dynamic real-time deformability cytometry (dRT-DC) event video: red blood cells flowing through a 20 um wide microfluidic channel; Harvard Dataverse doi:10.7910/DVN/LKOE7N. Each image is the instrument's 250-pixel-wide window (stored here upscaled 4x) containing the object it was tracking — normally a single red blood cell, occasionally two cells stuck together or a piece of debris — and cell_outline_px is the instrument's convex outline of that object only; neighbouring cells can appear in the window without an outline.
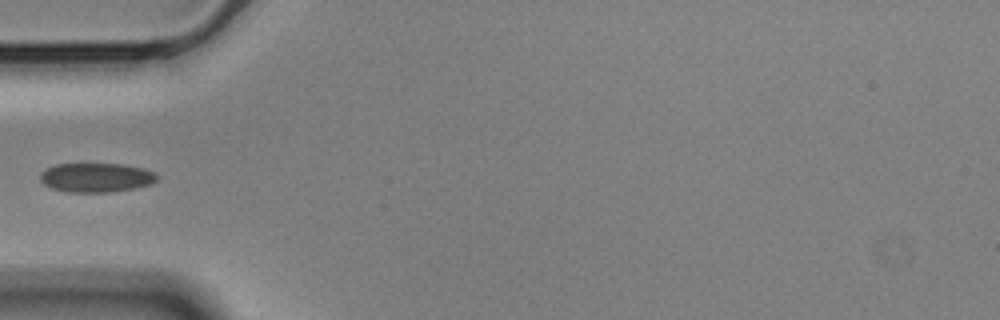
{"species": "Egyptian fruit bat (a non-hibernating species)", "species_latin": "Rousettus aegyptiacus", "temperature_condition": "cold", "stored_images_in_passage": 39, "camera_frame_rate_fps": 3000, "um_per_image_px": 0.085, "animal": {"sex": "male"}, "frame": {"image": 1, "passage_image": 1, "time_ms": 0.0, "image_size_px": [1000, 320], "cell_outline_px": [[160, 176], [152, 184], [136, 188], [112, 192], [68, 192], [52, 188], [44, 184], [40, 180], [40, 172], [56, 164], [124, 164], [144, 168], [156, 172]], "centroid_in_image_um": [8.23, 15.09], "position_along_channel_um": 76.8, "area_um2": 20.11}}
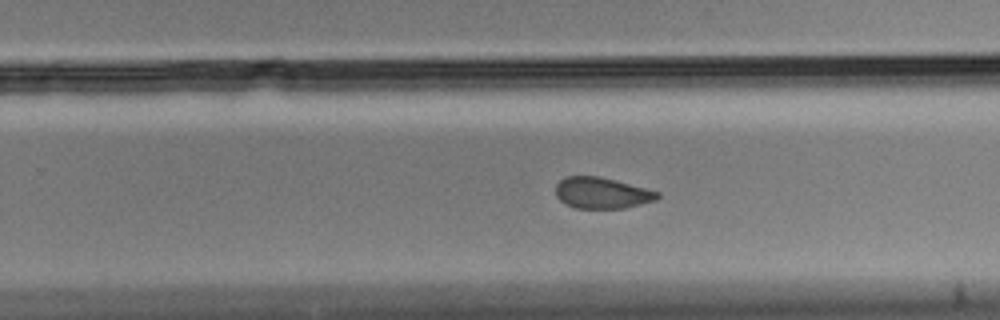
{"frame": {"image": 2, "passage_image": 18, "time_ms": 5.667, "image_size_px": [1000, 320], "cell_outline_px": [[660, 196], [656, 200], [624, 208], [576, 208], [564, 204], [556, 196], [556, 184], [564, 176], [596, 176], [648, 188], [660, 192]], "centroid_in_image_um": [51.15, 16.4], "position_along_channel_um": 278.7, "area_um2": 18.5}}
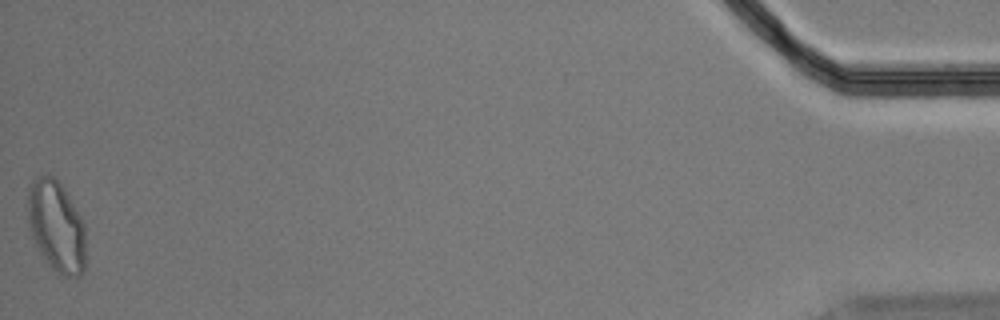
{"frame": {"image": 3, "passage_image": 39, "time_ms": 12.667, "image_size_px": [1000, 320], "cell_outline_px": [[84, 268], [80, 276], [64, 276], [52, 268], [48, 264], [40, 252], [32, 236], [28, 224], [28, 188], [32, 180], [36, 176], [52, 176], [60, 184], [68, 196], [80, 216], [84, 224]], "centroid_in_image_um": [4.77, 19.23], "position_along_channel_um": 430.4, "area_um2": 30.29}}